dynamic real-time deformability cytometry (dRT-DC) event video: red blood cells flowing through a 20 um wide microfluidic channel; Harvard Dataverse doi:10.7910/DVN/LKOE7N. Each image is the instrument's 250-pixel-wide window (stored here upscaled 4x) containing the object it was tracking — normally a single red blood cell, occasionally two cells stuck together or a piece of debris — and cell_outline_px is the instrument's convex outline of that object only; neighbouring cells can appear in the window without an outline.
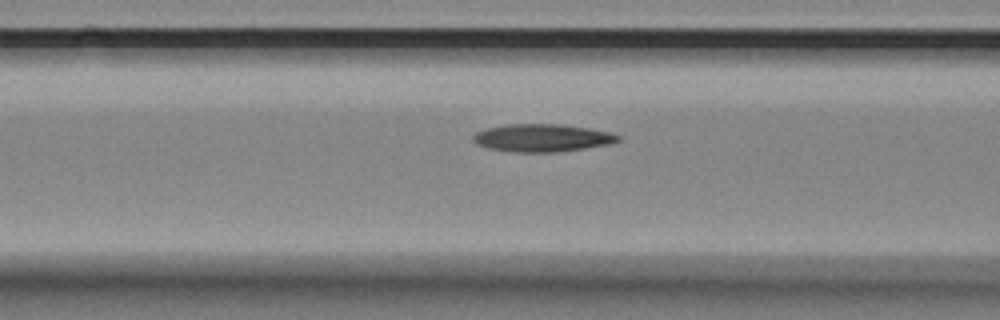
{"species": "Egyptian fruit bat (a non-hibernating species)", "species_latin": "Rousettus aegyptiacus", "temperature_condition": "room temperature", "stored_images_in_passage": 7, "camera_frame_rate_fps": 3000, "um_per_image_px": 0.085, "animal": {"sex": "female"}, "frame": {"image": 1, "passage_image": 6, "time_ms": 1.667, "image_size_px": [1000, 320], "cell_outline_px": [[620, 140], [608, 144], [584, 148], [556, 152], [512, 152], [488, 148], [476, 144], [472, 140], [472, 136], [476, 132], [488, 128], [508, 124], [556, 124], [588, 128], [612, 132], [620, 136]], "centroid_in_image_um": [46.06, 11.72], "position_along_channel_um": 120.5, "area_um2": 23.29}}
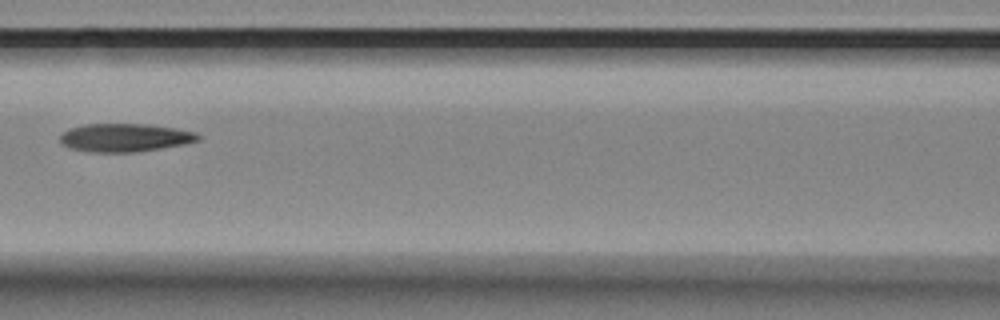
{"frame": {"image": 2, "passage_image": 7, "time_ms": 2.0, "image_size_px": [1000, 320], "cell_outline_px": [[200, 140], [184, 144], [136, 152], [88, 152], [68, 148], [60, 144], [60, 136], [64, 132], [72, 128], [84, 124], [148, 124], [176, 128], [196, 132], [200, 136]], "centroid_in_image_um": [10.6, 11.7], "position_along_channel_um": 156.0, "area_um2": 22.77}}